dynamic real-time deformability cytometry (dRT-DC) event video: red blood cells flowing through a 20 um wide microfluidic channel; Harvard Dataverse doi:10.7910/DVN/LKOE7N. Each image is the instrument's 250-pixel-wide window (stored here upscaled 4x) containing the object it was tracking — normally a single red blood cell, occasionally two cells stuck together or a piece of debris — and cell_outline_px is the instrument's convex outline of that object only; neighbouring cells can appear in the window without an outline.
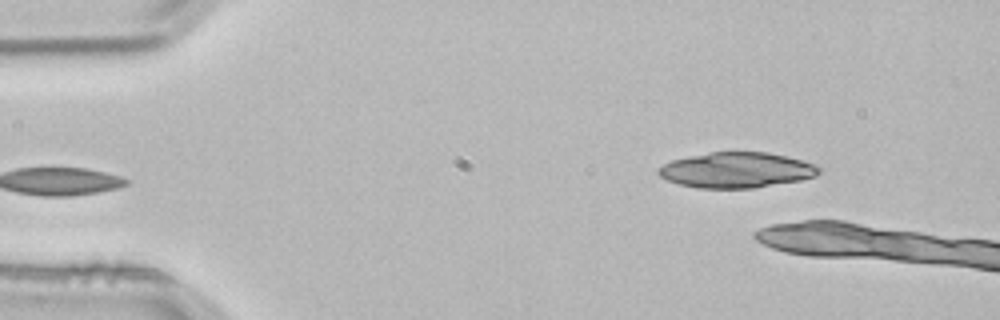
{"species": "common noctule bat (a hibernating species)", "species_latin": "Nyctalus noctula", "temperature_condition": "room temperature", "stored_images_in_passage": 2, "camera_frame_rate_fps": 3000, "um_per_image_px": 0.085, "animal": {"sex": "male", "body_mass_g": 21.5, "forearm_length_mm": 52.0}, "frame": {"image": 1, "passage_image": 2, "time_ms": 0.333, "image_size_px": [1000, 320], "cell_outline_px": [[820, 172], [816, 176], [800, 180], [752, 188], [700, 188], [680, 184], [668, 180], [660, 176], [656, 172], [656, 168], [672, 160], [708, 152], [768, 152], [788, 156], [812, 164], [820, 168]], "centroid_in_image_um": [62.58, 14.45], "position_along_channel_um": 22.4, "area_um2": 33.0}}